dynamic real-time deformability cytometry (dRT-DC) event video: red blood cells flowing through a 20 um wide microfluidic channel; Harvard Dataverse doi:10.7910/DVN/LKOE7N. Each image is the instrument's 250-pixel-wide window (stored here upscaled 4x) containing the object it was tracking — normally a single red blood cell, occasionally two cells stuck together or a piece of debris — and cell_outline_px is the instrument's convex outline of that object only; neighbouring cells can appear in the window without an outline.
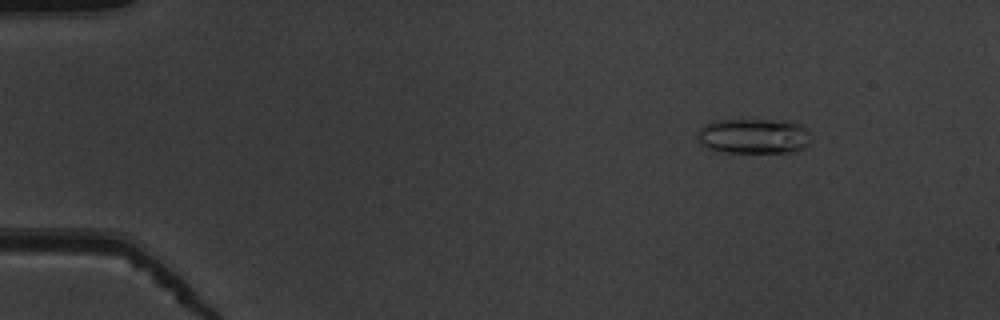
{"species": "common noctule bat (a hibernating species)", "species_latin": "Nyctalus noctula", "temperature_condition": "warm", "stored_images_in_passage": 52, "camera_frame_rate_fps": 3000, "um_per_image_px": 0.085, "animal": {"sex": "male", "body_mass_g": 19.5, "forearm_length_mm": 54.6}, "frame": {"image": 1, "passage_image": 7, "time_ms": 2.0, "image_size_px": [1000, 320], "cell_outline_px": [[808, 144], [792, 152], [724, 152], [708, 148], [700, 144], [696, 132], [704, 124], [716, 120], [768, 120], [800, 124], [808, 132]], "centroid_in_image_um": [63.97, 11.57], "position_along_channel_um": 21.0, "area_um2": 22.89}}
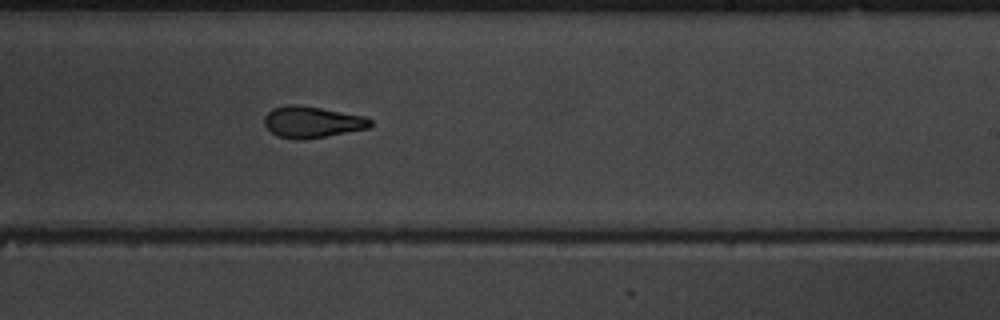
{"frame": {"image": 2, "passage_image": 33, "time_ms": 10.667, "image_size_px": [1000, 320], "cell_outline_px": [[372, 124], [368, 128], [304, 140], [296, 140], [276, 136], [264, 124], [264, 116], [272, 108], [288, 104], [296, 104], [320, 108], [364, 116], [372, 120]], "centroid_in_image_um": [26.49, 10.37], "position_along_channel_um": 262.5, "area_um2": 19.36}}
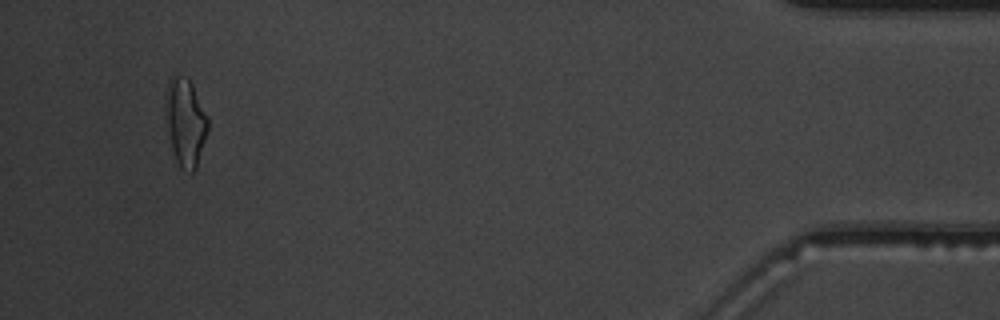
{"frame": {"image": 3, "passage_image": 50, "time_ms": 16.333, "image_size_px": [1000, 320], "cell_outline_px": [[208, 132], [196, 168], [192, 172], [180, 168], [176, 160], [172, 148], [168, 128], [164, 96], [168, 80], [172, 76], [188, 76], [208, 116]], "centroid_in_image_um": [15.77, 10.34], "position_along_channel_um": 419.4, "area_um2": 21.62}, "authors_computed_cell_mechanics": {"area_um2": 20.0277, "velocity_mm_per_s": 3.9614, "shape_relaxation_time_tau1_ms": 9.8162, "shape_relaxation_time_tau2_ms": 2.7446, "deformation_change_tau1": 0.2514, "deformation_change_tau2": 0.1172}}